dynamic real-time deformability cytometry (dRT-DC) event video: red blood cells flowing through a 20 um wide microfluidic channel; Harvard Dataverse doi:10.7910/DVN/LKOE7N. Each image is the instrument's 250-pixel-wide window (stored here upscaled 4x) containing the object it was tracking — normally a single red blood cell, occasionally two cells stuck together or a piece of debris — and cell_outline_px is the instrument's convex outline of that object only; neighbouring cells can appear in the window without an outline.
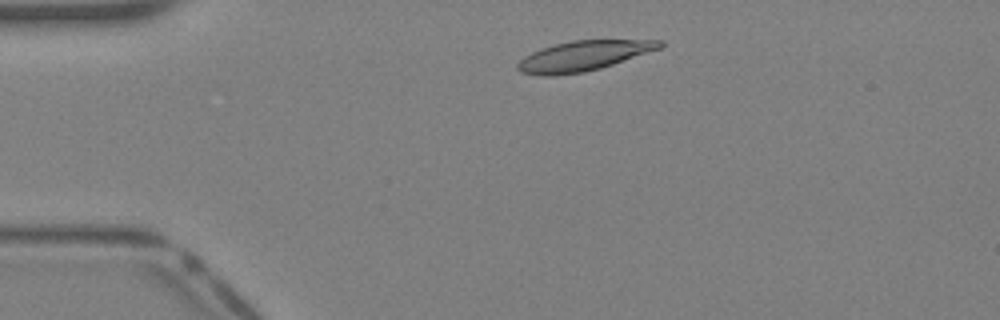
{"species": "Egyptian fruit bat (a non-hibernating species)", "species_latin": "Rousettus aegyptiacus", "temperature_condition": "warm", "stored_images_in_passage": 35, "camera_frame_rate_fps": 3000, "um_per_image_px": 0.085, "animal": {"sex": "female"}, "frame": {"image": 1, "passage_image": 4, "time_ms": 1.0, "image_size_px": [1000, 320], "cell_outline_px": [[664, 44], [660, 48], [600, 68], [584, 72], [556, 76], [540, 76], [520, 72], [516, 68], [516, 64], [524, 56], [540, 48], [572, 40], [664, 40]], "centroid_in_image_um": [49.52, 4.76], "position_along_channel_um": 35.5, "area_um2": 24.8}}
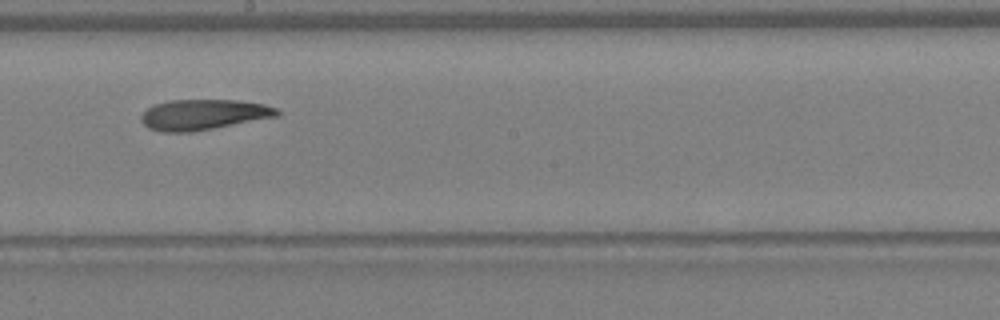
{"frame": {"image": 2, "passage_image": 18, "time_ms": 5.667, "image_size_px": [1000, 320], "cell_outline_px": [[280, 112], [276, 116], [192, 132], [164, 132], [148, 128], [140, 120], [140, 116], [148, 108], [156, 104], [168, 100], [236, 100], [264, 104], [280, 108]], "centroid_in_image_um": [17.27, 9.73], "position_along_channel_um": 230.9, "area_um2": 23.99}}
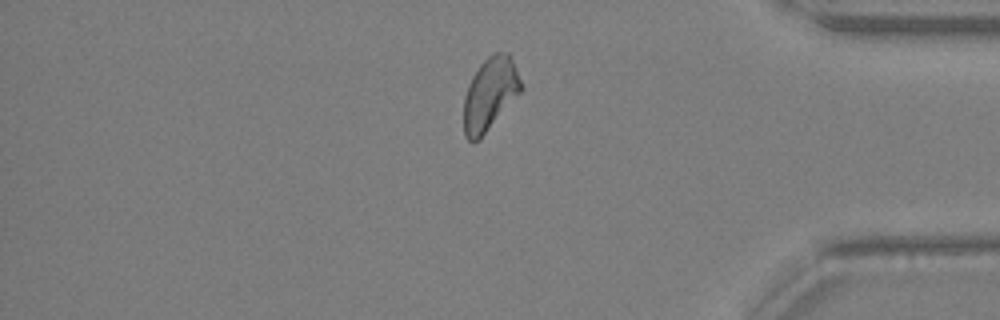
{"frame": {"image": 3, "passage_image": 29, "time_ms": 9.333, "image_size_px": [1000, 320], "cell_outline_px": [[524, 88], [480, 140], [472, 144], [464, 136], [464, 96], [468, 84], [472, 76], [480, 64], [488, 56], [496, 52], [508, 52], [512, 60]], "centroid_in_image_um": [41.63, 8.02], "position_along_channel_um": 393.6, "area_um2": 24.45}}